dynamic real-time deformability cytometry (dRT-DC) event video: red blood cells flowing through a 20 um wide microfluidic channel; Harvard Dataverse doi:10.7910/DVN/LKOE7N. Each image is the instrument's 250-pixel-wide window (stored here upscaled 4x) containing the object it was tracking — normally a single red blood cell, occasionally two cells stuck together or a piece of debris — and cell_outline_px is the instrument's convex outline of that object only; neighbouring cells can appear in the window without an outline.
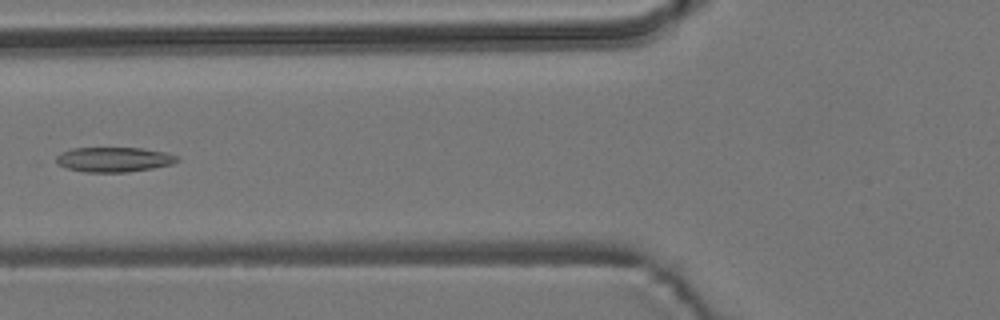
{"species": "common noctule bat (a hibernating species)", "species_latin": "Nyctalus noctula", "temperature_condition": "room temperature", "stored_images_in_passage": 7, "camera_frame_rate_fps": 3000, "um_per_image_px": 0.085, "animal": {"sex": "male", "body_mass_g": 19.2, "forearm_length_mm": 51.8}, "frame": {"image": 1, "passage_image": 6, "time_ms": 1.667, "image_size_px": [1000, 320], "cell_outline_px": [[180, 160], [172, 164], [152, 168], [128, 172], [84, 172], [68, 168], [56, 164], [56, 156], [60, 152], [72, 148], [140, 148], [164, 152], [180, 156]], "centroid_in_image_um": [9.67, 13.56], "position_along_channel_um": 116.1, "area_um2": 17.57}}
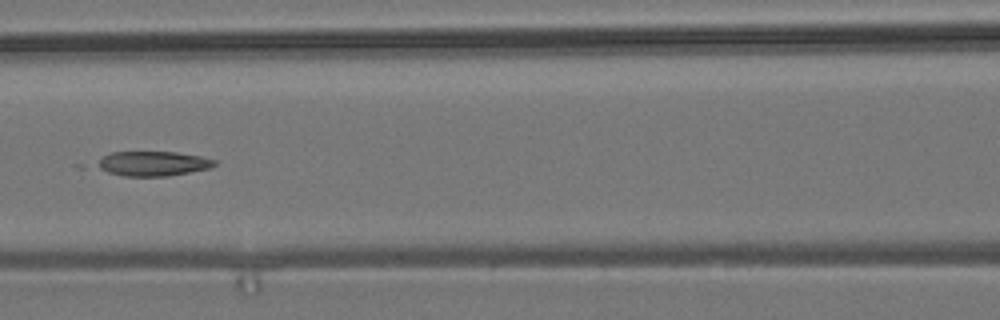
{"frame": {"image": 2, "passage_image": 7, "time_ms": 2.0, "image_size_px": [1000, 320], "cell_outline_px": [[216, 164], [208, 168], [168, 176], [124, 176], [108, 172], [92, 164], [104, 156], [112, 152], [176, 152], [200, 156], [216, 160]], "centroid_in_image_um": [12.96, 13.9], "position_along_channel_um": 153.6, "area_um2": 16.76}}